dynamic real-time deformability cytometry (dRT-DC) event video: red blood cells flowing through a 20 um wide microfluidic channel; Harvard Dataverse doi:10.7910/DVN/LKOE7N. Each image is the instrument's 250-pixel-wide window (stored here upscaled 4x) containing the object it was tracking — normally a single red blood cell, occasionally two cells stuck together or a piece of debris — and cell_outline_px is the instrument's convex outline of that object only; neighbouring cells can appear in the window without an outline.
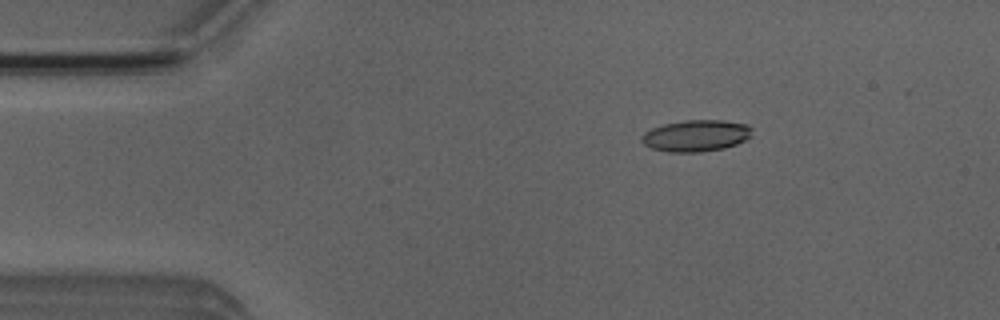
{"species": "Egyptian fruit bat (a non-hibernating species)", "species_latin": "Rousettus aegyptiacus", "temperature_condition": "room temperature", "stored_images_in_passage": 6, "camera_frame_rate_fps": 3000, "um_per_image_px": 0.085, "animal": {"sex": "male"}, "frame": {"image": 1, "passage_image": 2, "time_ms": 1.333, "image_size_px": [1000, 320], "cell_outline_px": [[752, 136], [736, 144], [724, 148], [700, 152], [668, 152], [652, 148], [644, 144], [640, 140], [640, 136], [644, 132], [652, 128], [664, 124], [684, 120], [724, 120], [748, 124], [752, 128]], "centroid_in_image_um": [59.16, 11.53], "position_along_channel_um": 25.8, "area_um2": 20.46}}